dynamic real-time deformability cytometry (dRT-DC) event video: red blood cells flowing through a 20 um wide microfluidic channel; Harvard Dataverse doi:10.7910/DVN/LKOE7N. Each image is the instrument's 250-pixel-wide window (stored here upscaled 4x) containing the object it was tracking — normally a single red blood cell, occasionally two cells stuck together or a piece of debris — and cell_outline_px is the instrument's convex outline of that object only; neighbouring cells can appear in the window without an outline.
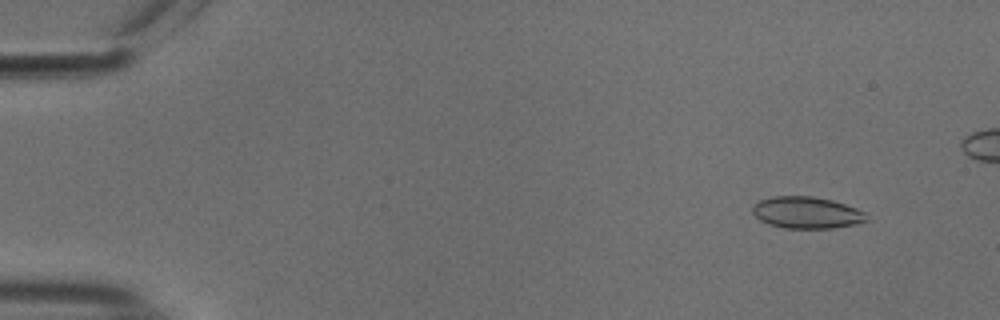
{"species": "common noctule bat (a hibernating species)", "species_latin": "Nyctalus noctula", "temperature_condition": "cold", "stored_images_in_passage": 50, "camera_frame_rate_fps": 3000, "um_per_image_px": 0.085, "animal": {"sex": "male", "body_mass_g": 18.8}, "frame": {"image": 1, "passage_image": 5, "time_ms": 1.333, "image_size_px": [1000, 320], "cell_outline_px": [[868, 220], [852, 224], [832, 228], [784, 228], [768, 224], [760, 220], [752, 212], [752, 208], [760, 200], [772, 196], [812, 196], [832, 200], [856, 208], [864, 212]], "centroid_in_image_um": [68.53, 18.07], "position_along_channel_um": 16.5, "area_um2": 20.87}}
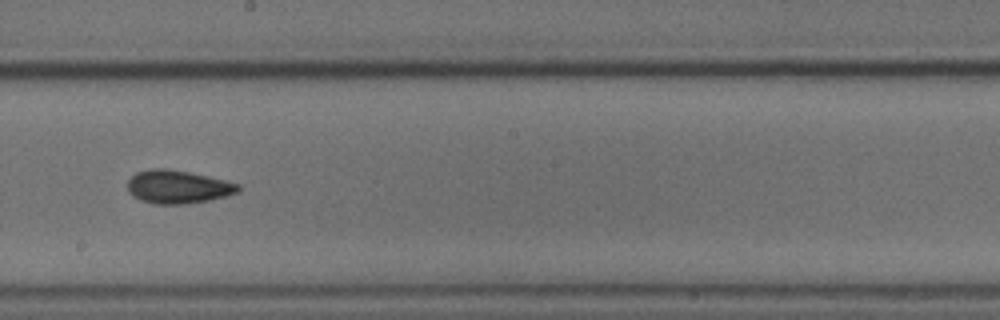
{"frame": {"image": 2, "passage_image": 31, "time_ms": 10.0, "image_size_px": [1000, 320], "cell_outline_px": [[240, 192], [208, 200], [184, 204], [156, 204], [140, 200], [132, 196], [128, 192], [128, 180], [136, 172], [148, 168], [168, 168], [208, 176], [240, 184]], "centroid_in_image_um": [15.09, 15.87], "position_along_channel_um": 233.1, "area_um2": 21.5}}
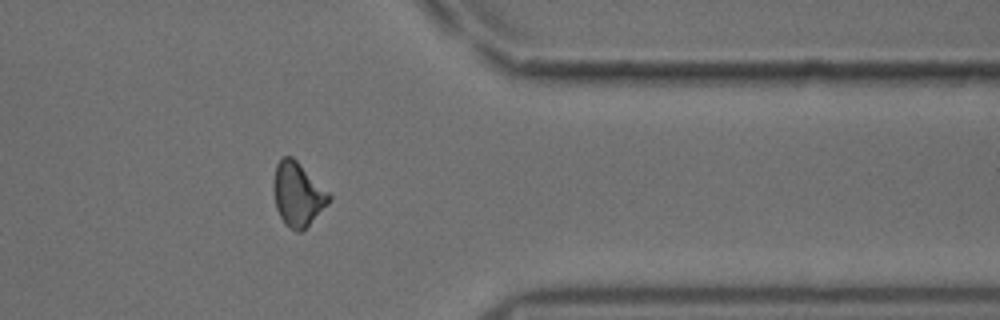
{"frame": {"image": 3, "passage_image": 44, "time_ms": 14.333, "image_size_px": [1000, 320], "cell_outline_px": [[332, 200], [300, 232], [296, 232], [284, 224], [276, 208], [272, 188], [276, 164], [284, 156], [292, 156], [332, 196]], "centroid_in_image_um": [25.28, 16.51], "position_along_channel_um": 386.1, "area_um2": 20.4}, "authors_computed_cell_mechanics": {"area_um2": 20.6346, "velocity_mm_per_s": 3.7767, "shape_relaxation_time_tau1_ms": 4.3291, "shape_relaxation_time_tau2_ms": 4.4819, "deformation_change_tau1": 0.099, "deformation_change_tau2": 0.0951}}